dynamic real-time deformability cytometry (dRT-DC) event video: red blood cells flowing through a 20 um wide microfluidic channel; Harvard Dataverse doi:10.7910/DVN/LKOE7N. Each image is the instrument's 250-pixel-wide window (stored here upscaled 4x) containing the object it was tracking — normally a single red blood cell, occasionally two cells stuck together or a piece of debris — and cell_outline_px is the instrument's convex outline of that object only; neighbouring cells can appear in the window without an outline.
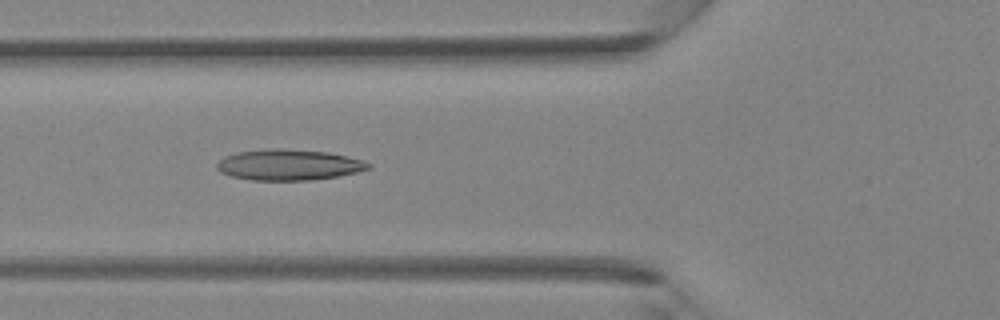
{"species": "Egyptian fruit bat (a non-hibernating species)", "species_latin": "Rousettus aegyptiacus", "temperature_condition": "room temperature", "stored_images_in_passage": 26, "camera_frame_rate_fps": 3000, "um_per_image_px": 0.085, "animal": {"sex": "female"}, "frame": {"image": 1, "passage_image": 4, "time_ms": 1.0, "image_size_px": [1000, 320], "cell_outline_px": [[372, 168], [340, 176], [312, 180], [252, 180], [232, 176], [220, 172], [216, 168], [216, 164], [224, 156], [236, 152], [272, 148], [280, 148], [328, 152], [348, 156], [372, 164]], "centroid_in_image_um": [24.54, 14.01], "position_along_channel_um": 101.3, "area_um2": 27.34}}
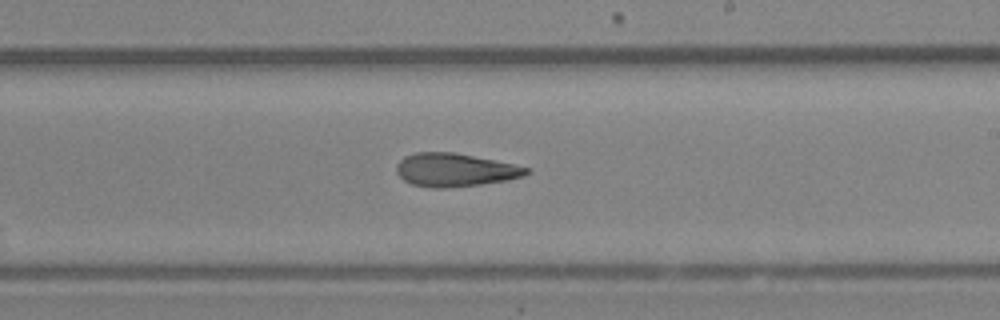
{"frame": {"image": 2, "passage_image": 13, "time_ms": 4.0, "image_size_px": [1000, 320], "cell_outline_px": [[532, 172], [524, 176], [508, 180], [480, 184], [444, 188], [432, 188], [412, 184], [404, 180], [396, 172], [396, 164], [404, 156], [416, 152], [452, 152], [532, 168]], "centroid_in_image_um": [38.67, 14.45], "position_along_channel_um": 250.3, "area_um2": 25.09}}
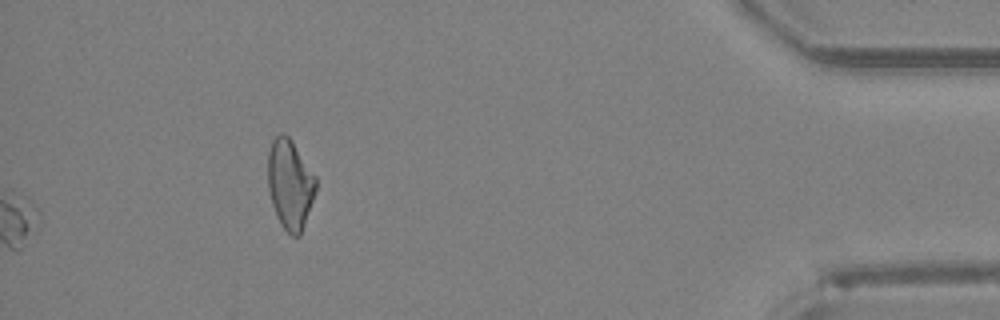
{"frame": {"image": 3, "passage_image": 26, "time_ms": 8.333, "image_size_px": [1000, 320], "cell_outline_px": [[316, 192], [300, 236], [292, 236], [280, 224], [272, 204], [268, 188], [268, 152], [272, 140], [280, 132], [284, 132], [292, 140], [316, 176]], "centroid_in_image_um": [24.65, 15.64], "position_along_channel_um": 410.5, "area_um2": 25.2}}